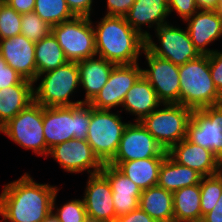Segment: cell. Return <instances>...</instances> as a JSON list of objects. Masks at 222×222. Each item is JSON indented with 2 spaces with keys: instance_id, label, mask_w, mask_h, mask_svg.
<instances>
[{
  "instance_id": "obj_14",
  "label": "cell",
  "mask_w": 222,
  "mask_h": 222,
  "mask_svg": "<svg viewBox=\"0 0 222 222\" xmlns=\"http://www.w3.org/2000/svg\"><path fill=\"white\" fill-rule=\"evenodd\" d=\"M66 172L80 173L87 171L90 175L99 173L103 163L94 154L86 140L71 139L54 145L48 153Z\"/></svg>"
},
{
  "instance_id": "obj_11",
  "label": "cell",
  "mask_w": 222,
  "mask_h": 222,
  "mask_svg": "<svg viewBox=\"0 0 222 222\" xmlns=\"http://www.w3.org/2000/svg\"><path fill=\"white\" fill-rule=\"evenodd\" d=\"M159 46L154 43L152 36L146 40V47L156 56L167 59L177 66L184 65L200 56L195 49L187 29L165 24L155 29Z\"/></svg>"
},
{
  "instance_id": "obj_12",
  "label": "cell",
  "mask_w": 222,
  "mask_h": 222,
  "mask_svg": "<svg viewBox=\"0 0 222 222\" xmlns=\"http://www.w3.org/2000/svg\"><path fill=\"white\" fill-rule=\"evenodd\" d=\"M149 69H142V75L149 81L164 103H179V66L167 59L154 55L146 46L143 49Z\"/></svg>"
},
{
  "instance_id": "obj_43",
  "label": "cell",
  "mask_w": 222,
  "mask_h": 222,
  "mask_svg": "<svg viewBox=\"0 0 222 222\" xmlns=\"http://www.w3.org/2000/svg\"><path fill=\"white\" fill-rule=\"evenodd\" d=\"M201 10H217V0H195Z\"/></svg>"
},
{
  "instance_id": "obj_23",
  "label": "cell",
  "mask_w": 222,
  "mask_h": 222,
  "mask_svg": "<svg viewBox=\"0 0 222 222\" xmlns=\"http://www.w3.org/2000/svg\"><path fill=\"white\" fill-rule=\"evenodd\" d=\"M162 104L154 88L142 75L128 90L121 106L127 113L137 116L135 121H141Z\"/></svg>"
},
{
  "instance_id": "obj_20",
  "label": "cell",
  "mask_w": 222,
  "mask_h": 222,
  "mask_svg": "<svg viewBox=\"0 0 222 222\" xmlns=\"http://www.w3.org/2000/svg\"><path fill=\"white\" fill-rule=\"evenodd\" d=\"M107 179L112 190L115 219L139 207L142 190L115 166L104 164L100 171Z\"/></svg>"
},
{
  "instance_id": "obj_9",
  "label": "cell",
  "mask_w": 222,
  "mask_h": 222,
  "mask_svg": "<svg viewBox=\"0 0 222 222\" xmlns=\"http://www.w3.org/2000/svg\"><path fill=\"white\" fill-rule=\"evenodd\" d=\"M91 17H74L51 27L65 57L70 62H79L96 56L95 33Z\"/></svg>"
},
{
  "instance_id": "obj_40",
  "label": "cell",
  "mask_w": 222,
  "mask_h": 222,
  "mask_svg": "<svg viewBox=\"0 0 222 222\" xmlns=\"http://www.w3.org/2000/svg\"><path fill=\"white\" fill-rule=\"evenodd\" d=\"M113 222H157L140 207L128 214L117 217Z\"/></svg>"
},
{
  "instance_id": "obj_46",
  "label": "cell",
  "mask_w": 222,
  "mask_h": 222,
  "mask_svg": "<svg viewBox=\"0 0 222 222\" xmlns=\"http://www.w3.org/2000/svg\"><path fill=\"white\" fill-rule=\"evenodd\" d=\"M217 10L219 11L220 15L222 16V0H217Z\"/></svg>"
},
{
  "instance_id": "obj_27",
  "label": "cell",
  "mask_w": 222,
  "mask_h": 222,
  "mask_svg": "<svg viewBox=\"0 0 222 222\" xmlns=\"http://www.w3.org/2000/svg\"><path fill=\"white\" fill-rule=\"evenodd\" d=\"M139 207L157 222H174L173 193L158 185L142 190Z\"/></svg>"
},
{
  "instance_id": "obj_19",
  "label": "cell",
  "mask_w": 222,
  "mask_h": 222,
  "mask_svg": "<svg viewBox=\"0 0 222 222\" xmlns=\"http://www.w3.org/2000/svg\"><path fill=\"white\" fill-rule=\"evenodd\" d=\"M86 183L82 199L87 215L106 222H113L115 209L108 179L99 172L89 175Z\"/></svg>"
},
{
  "instance_id": "obj_38",
  "label": "cell",
  "mask_w": 222,
  "mask_h": 222,
  "mask_svg": "<svg viewBox=\"0 0 222 222\" xmlns=\"http://www.w3.org/2000/svg\"><path fill=\"white\" fill-rule=\"evenodd\" d=\"M75 17H91L93 0H66Z\"/></svg>"
},
{
  "instance_id": "obj_34",
  "label": "cell",
  "mask_w": 222,
  "mask_h": 222,
  "mask_svg": "<svg viewBox=\"0 0 222 222\" xmlns=\"http://www.w3.org/2000/svg\"><path fill=\"white\" fill-rule=\"evenodd\" d=\"M58 191L55 193L52 202V211L55 209V215L60 222H84V218L87 216L86 208L84 206L83 199H74L64 203L59 208L56 207V197Z\"/></svg>"
},
{
  "instance_id": "obj_6",
  "label": "cell",
  "mask_w": 222,
  "mask_h": 222,
  "mask_svg": "<svg viewBox=\"0 0 222 222\" xmlns=\"http://www.w3.org/2000/svg\"><path fill=\"white\" fill-rule=\"evenodd\" d=\"M140 122L156 141L168 151L186 138L187 123L192 110L179 103H164Z\"/></svg>"
},
{
  "instance_id": "obj_8",
  "label": "cell",
  "mask_w": 222,
  "mask_h": 222,
  "mask_svg": "<svg viewBox=\"0 0 222 222\" xmlns=\"http://www.w3.org/2000/svg\"><path fill=\"white\" fill-rule=\"evenodd\" d=\"M14 143L47 158L49 148L43 134V106L33 101L1 129Z\"/></svg>"
},
{
  "instance_id": "obj_41",
  "label": "cell",
  "mask_w": 222,
  "mask_h": 222,
  "mask_svg": "<svg viewBox=\"0 0 222 222\" xmlns=\"http://www.w3.org/2000/svg\"><path fill=\"white\" fill-rule=\"evenodd\" d=\"M20 14L33 12L35 0H3Z\"/></svg>"
},
{
  "instance_id": "obj_44",
  "label": "cell",
  "mask_w": 222,
  "mask_h": 222,
  "mask_svg": "<svg viewBox=\"0 0 222 222\" xmlns=\"http://www.w3.org/2000/svg\"><path fill=\"white\" fill-rule=\"evenodd\" d=\"M43 222H60L59 219L56 217L54 212H50L48 216L43 220Z\"/></svg>"
},
{
  "instance_id": "obj_29",
  "label": "cell",
  "mask_w": 222,
  "mask_h": 222,
  "mask_svg": "<svg viewBox=\"0 0 222 222\" xmlns=\"http://www.w3.org/2000/svg\"><path fill=\"white\" fill-rule=\"evenodd\" d=\"M35 62L37 75L54 70L68 62L52 33L35 43Z\"/></svg>"
},
{
  "instance_id": "obj_5",
  "label": "cell",
  "mask_w": 222,
  "mask_h": 222,
  "mask_svg": "<svg viewBox=\"0 0 222 222\" xmlns=\"http://www.w3.org/2000/svg\"><path fill=\"white\" fill-rule=\"evenodd\" d=\"M40 78L41 82L33 88V92L34 101L43 107L75 106L82 103V100H70V96L80 86L77 62L68 61L54 70L41 73L34 83Z\"/></svg>"
},
{
  "instance_id": "obj_7",
  "label": "cell",
  "mask_w": 222,
  "mask_h": 222,
  "mask_svg": "<svg viewBox=\"0 0 222 222\" xmlns=\"http://www.w3.org/2000/svg\"><path fill=\"white\" fill-rule=\"evenodd\" d=\"M121 116L107 109L91 107V120L86 141L103 163H109L117 153L120 140L128 123Z\"/></svg>"
},
{
  "instance_id": "obj_39",
  "label": "cell",
  "mask_w": 222,
  "mask_h": 222,
  "mask_svg": "<svg viewBox=\"0 0 222 222\" xmlns=\"http://www.w3.org/2000/svg\"><path fill=\"white\" fill-rule=\"evenodd\" d=\"M106 16H124L132 7L135 0H107Z\"/></svg>"
},
{
  "instance_id": "obj_4",
  "label": "cell",
  "mask_w": 222,
  "mask_h": 222,
  "mask_svg": "<svg viewBox=\"0 0 222 222\" xmlns=\"http://www.w3.org/2000/svg\"><path fill=\"white\" fill-rule=\"evenodd\" d=\"M91 120V106L43 107V134L49 149L71 139L86 140Z\"/></svg>"
},
{
  "instance_id": "obj_30",
  "label": "cell",
  "mask_w": 222,
  "mask_h": 222,
  "mask_svg": "<svg viewBox=\"0 0 222 222\" xmlns=\"http://www.w3.org/2000/svg\"><path fill=\"white\" fill-rule=\"evenodd\" d=\"M34 12L51 27L75 17L66 0H35Z\"/></svg>"
},
{
  "instance_id": "obj_31",
  "label": "cell",
  "mask_w": 222,
  "mask_h": 222,
  "mask_svg": "<svg viewBox=\"0 0 222 222\" xmlns=\"http://www.w3.org/2000/svg\"><path fill=\"white\" fill-rule=\"evenodd\" d=\"M222 194V171L211 176L202 177L200 182V205L202 217L216 205Z\"/></svg>"
},
{
  "instance_id": "obj_16",
  "label": "cell",
  "mask_w": 222,
  "mask_h": 222,
  "mask_svg": "<svg viewBox=\"0 0 222 222\" xmlns=\"http://www.w3.org/2000/svg\"><path fill=\"white\" fill-rule=\"evenodd\" d=\"M0 55L24 79L35 82L37 67L34 42L22 34L2 39Z\"/></svg>"
},
{
  "instance_id": "obj_3",
  "label": "cell",
  "mask_w": 222,
  "mask_h": 222,
  "mask_svg": "<svg viewBox=\"0 0 222 222\" xmlns=\"http://www.w3.org/2000/svg\"><path fill=\"white\" fill-rule=\"evenodd\" d=\"M179 104L194 110L222 104L209 69L208 55H200L179 66Z\"/></svg>"
},
{
  "instance_id": "obj_42",
  "label": "cell",
  "mask_w": 222,
  "mask_h": 222,
  "mask_svg": "<svg viewBox=\"0 0 222 222\" xmlns=\"http://www.w3.org/2000/svg\"><path fill=\"white\" fill-rule=\"evenodd\" d=\"M201 222H222V194L215 207L202 217Z\"/></svg>"
},
{
  "instance_id": "obj_18",
  "label": "cell",
  "mask_w": 222,
  "mask_h": 222,
  "mask_svg": "<svg viewBox=\"0 0 222 222\" xmlns=\"http://www.w3.org/2000/svg\"><path fill=\"white\" fill-rule=\"evenodd\" d=\"M167 153L178 164L197 171L203 177L222 171V162L213 152L189 142L186 138L174 144Z\"/></svg>"
},
{
  "instance_id": "obj_24",
  "label": "cell",
  "mask_w": 222,
  "mask_h": 222,
  "mask_svg": "<svg viewBox=\"0 0 222 222\" xmlns=\"http://www.w3.org/2000/svg\"><path fill=\"white\" fill-rule=\"evenodd\" d=\"M165 157H151L132 161H110L120 172L132 180L141 190L156 186L159 171Z\"/></svg>"
},
{
  "instance_id": "obj_35",
  "label": "cell",
  "mask_w": 222,
  "mask_h": 222,
  "mask_svg": "<svg viewBox=\"0 0 222 222\" xmlns=\"http://www.w3.org/2000/svg\"><path fill=\"white\" fill-rule=\"evenodd\" d=\"M169 14L176 12V14L185 21L196 13L199 8L195 0H167Z\"/></svg>"
},
{
  "instance_id": "obj_25",
  "label": "cell",
  "mask_w": 222,
  "mask_h": 222,
  "mask_svg": "<svg viewBox=\"0 0 222 222\" xmlns=\"http://www.w3.org/2000/svg\"><path fill=\"white\" fill-rule=\"evenodd\" d=\"M34 86L24 79L20 84L0 89V129L34 101Z\"/></svg>"
},
{
  "instance_id": "obj_13",
  "label": "cell",
  "mask_w": 222,
  "mask_h": 222,
  "mask_svg": "<svg viewBox=\"0 0 222 222\" xmlns=\"http://www.w3.org/2000/svg\"><path fill=\"white\" fill-rule=\"evenodd\" d=\"M167 151L147 131L140 121L128 122L116 155L111 161H132L151 157H166Z\"/></svg>"
},
{
  "instance_id": "obj_32",
  "label": "cell",
  "mask_w": 222,
  "mask_h": 222,
  "mask_svg": "<svg viewBox=\"0 0 222 222\" xmlns=\"http://www.w3.org/2000/svg\"><path fill=\"white\" fill-rule=\"evenodd\" d=\"M51 33V25L43 21L34 11L21 15V34L34 43Z\"/></svg>"
},
{
  "instance_id": "obj_17",
  "label": "cell",
  "mask_w": 222,
  "mask_h": 222,
  "mask_svg": "<svg viewBox=\"0 0 222 222\" xmlns=\"http://www.w3.org/2000/svg\"><path fill=\"white\" fill-rule=\"evenodd\" d=\"M186 29L195 49L200 55H210L208 45L222 37V16L218 10L199 9L190 18L186 19Z\"/></svg>"
},
{
  "instance_id": "obj_15",
  "label": "cell",
  "mask_w": 222,
  "mask_h": 222,
  "mask_svg": "<svg viewBox=\"0 0 222 222\" xmlns=\"http://www.w3.org/2000/svg\"><path fill=\"white\" fill-rule=\"evenodd\" d=\"M141 76L142 68L138 63L115 65L108 81L89 105L95 109L107 110L121 106L128 90Z\"/></svg>"
},
{
  "instance_id": "obj_22",
  "label": "cell",
  "mask_w": 222,
  "mask_h": 222,
  "mask_svg": "<svg viewBox=\"0 0 222 222\" xmlns=\"http://www.w3.org/2000/svg\"><path fill=\"white\" fill-rule=\"evenodd\" d=\"M77 62L80 77V86L85 90V99L82 103H90L106 84L114 63L97 56Z\"/></svg>"
},
{
  "instance_id": "obj_2",
  "label": "cell",
  "mask_w": 222,
  "mask_h": 222,
  "mask_svg": "<svg viewBox=\"0 0 222 222\" xmlns=\"http://www.w3.org/2000/svg\"><path fill=\"white\" fill-rule=\"evenodd\" d=\"M96 56L115 65L138 63V57L146 46L141 37L125 20L124 16H104L95 26Z\"/></svg>"
},
{
  "instance_id": "obj_1",
  "label": "cell",
  "mask_w": 222,
  "mask_h": 222,
  "mask_svg": "<svg viewBox=\"0 0 222 222\" xmlns=\"http://www.w3.org/2000/svg\"><path fill=\"white\" fill-rule=\"evenodd\" d=\"M57 186L36 183L28 173L3 187L0 215L5 222H43L52 212Z\"/></svg>"
},
{
  "instance_id": "obj_21",
  "label": "cell",
  "mask_w": 222,
  "mask_h": 222,
  "mask_svg": "<svg viewBox=\"0 0 222 222\" xmlns=\"http://www.w3.org/2000/svg\"><path fill=\"white\" fill-rule=\"evenodd\" d=\"M167 0H135L130 10L124 15L126 22L145 40L151 35L142 29L143 25L157 29L161 25L169 23ZM156 25V26H154Z\"/></svg>"
},
{
  "instance_id": "obj_36",
  "label": "cell",
  "mask_w": 222,
  "mask_h": 222,
  "mask_svg": "<svg viewBox=\"0 0 222 222\" xmlns=\"http://www.w3.org/2000/svg\"><path fill=\"white\" fill-rule=\"evenodd\" d=\"M208 57L212 80L216 89L222 95V51L215 50Z\"/></svg>"
},
{
  "instance_id": "obj_10",
  "label": "cell",
  "mask_w": 222,
  "mask_h": 222,
  "mask_svg": "<svg viewBox=\"0 0 222 222\" xmlns=\"http://www.w3.org/2000/svg\"><path fill=\"white\" fill-rule=\"evenodd\" d=\"M186 139L210 150L222 162V104L192 110Z\"/></svg>"
},
{
  "instance_id": "obj_45",
  "label": "cell",
  "mask_w": 222,
  "mask_h": 222,
  "mask_svg": "<svg viewBox=\"0 0 222 222\" xmlns=\"http://www.w3.org/2000/svg\"><path fill=\"white\" fill-rule=\"evenodd\" d=\"M84 222H106V221L98 219V218L90 217V216L87 215L84 218Z\"/></svg>"
},
{
  "instance_id": "obj_37",
  "label": "cell",
  "mask_w": 222,
  "mask_h": 222,
  "mask_svg": "<svg viewBox=\"0 0 222 222\" xmlns=\"http://www.w3.org/2000/svg\"><path fill=\"white\" fill-rule=\"evenodd\" d=\"M24 78L19 75L0 55V89L20 84Z\"/></svg>"
},
{
  "instance_id": "obj_28",
  "label": "cell",
  "mask_w": 222,
  "mask_h": 222,
  "mask_svg": "<svg viewBox=\"0 0 222 222\" xmlns=\"http://www.w3.org/2000/svg\"><path fill=\"white\" fill-rule=\"evenodd\" d=\"M174 222H201L200 184L173 192Z\"/></svg>"
},
{
  "instance_id": "obj_26",
  "label": "cell",
  "mask_w": 222,
  "mask_h": 222,
  "mask_svg": "<svg viewBox=\"0 0 222 222\" xmlns=\"http://www.w3.org/2000/svg\"><path fill=\"white\" fill-rule=\"evenodd\" d=\"M202 177L197 171L178 164L167 154L160 167L157 185L173 193L181 188L200 184Z\"/></svg>"
},
{
  "instance_id": "obj_33",
  "label": "cell",
  "mask_w": 222,
  "mask_h": 222,
  "mask_svg": "<svg viewBox=\"0 0 222 222\" xmlns=\"http://www.w3.org/2000/svg\"><path fill=\"white\" fill-rule=\"evenodd\" d=\"M21 15L3 0L0 1V40L21 34Z\"/></svg>"
}]
</instances>
